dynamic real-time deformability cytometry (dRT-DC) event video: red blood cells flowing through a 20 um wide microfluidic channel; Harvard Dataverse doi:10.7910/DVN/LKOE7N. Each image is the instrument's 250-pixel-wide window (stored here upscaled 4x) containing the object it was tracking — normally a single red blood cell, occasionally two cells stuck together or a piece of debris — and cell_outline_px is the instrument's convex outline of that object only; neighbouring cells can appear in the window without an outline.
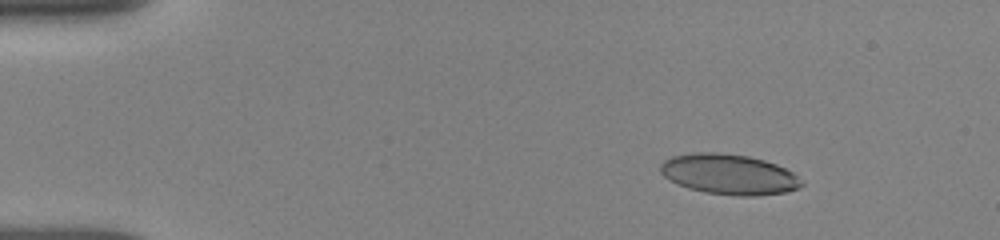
{"species": "human", "species_latin": "Homo sapiens", "temperature_condition": "room temperature", "stored_images_in_passage": 26, "camera_frame_rate_fps": 3000, "um_per_image_px": 0.085, "donor": {"sex": "female"}, "frame": {"image": 1, "passage_image": 1, "time_ms": 0.0, "image_size_px": [1000, 240], "cell_outline_px": [[804, 184], [800, 188], [788, 192], [756, 196], [736, 196], [704, 192], [688, 188], [676, 184], [664, 176], [660, 172], [660, 164], [664, 160], [672, 156], [692, 152], [720, 152], [748, 156], [764, 160], [776, 164], [792, 172]], "centroid_in_image_um": [61.95, 14.82], "position_along_channel_um": 23.1, "area_um2": 33.47}}
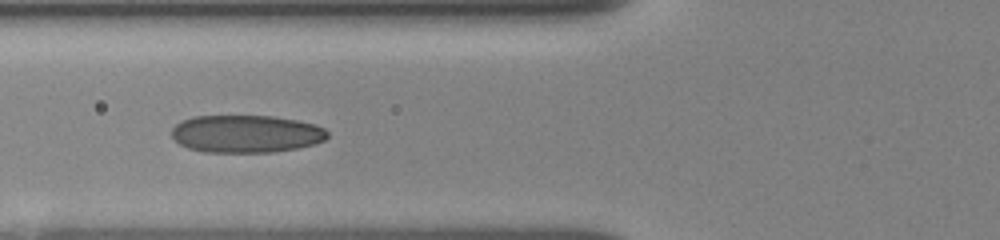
{"frame": {"image": 2, "passage_image": 16, "time_ms": 4.333, "image_size_px": [1000, 240], "cell_outline_px": [[328, 136], [324, 140], [312, 144], [296, 148], [272, 152], [204, 152], [188, 148], [180, 144], [172, 136], [172, 128], [176, 124], [192, 116], [272, 116], [296, 120], [316, 124], [324, 128], [328, 132]], "centroid_in_image_um": [20.92, 11.37], "position_along_channel_um": 104.9, "area_um2": 34.04}}
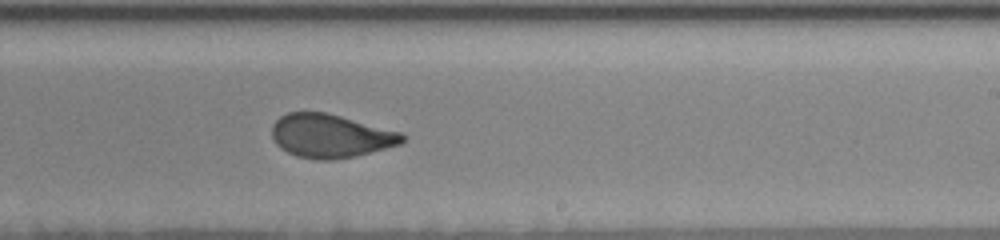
{"frame": {"image": 3, "passage_image": 26, "time_ms": 8.333, "image_size_px": [1000, 240], "cell_outline_px": [[404, 140], [400, 144], [356, 156], [332, 160], [316, 160], [296, 156], [280, 148], [272, 140], [272, 124], [280, 116], [288, 112], [324, 112], [340, 116], [400, 132], [404, 136]], "centroid_in_image_um": [28.04, 11.56], "position_along_channel_um": 261.0, "area_um2": 32.95}}